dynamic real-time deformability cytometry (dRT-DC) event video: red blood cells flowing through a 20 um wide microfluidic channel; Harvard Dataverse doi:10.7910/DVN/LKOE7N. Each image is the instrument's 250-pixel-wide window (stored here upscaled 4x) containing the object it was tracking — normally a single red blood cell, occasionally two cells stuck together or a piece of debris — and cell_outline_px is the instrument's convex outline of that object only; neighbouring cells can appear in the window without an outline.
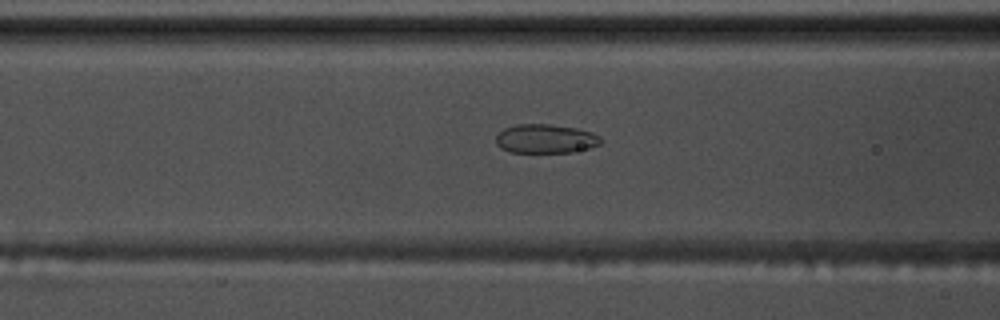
{"species": "common noctule bat (a hibernating species)", "species_latin": "Nyctalus noctula", "temperature_condition": "warm", "stored_images_in_passage": 58, "camera_frame_rate_fps": 3000, "um_per_image_px": 0.085, "animal": {"sex": "male", "body_mass_g": 17.5, "forearm_length_mm": 52.3}, "frame": {"image": 1, "passage_image": 24, "time_ms": 7.667, "image_size_px": [1000, 320], "cell_outline_px": [[604, 140], [600, 144], [588, 148], [572, 152], [508, 152], [500, 148], [496, 144], [496, 136], [504, 128], [516, 124], [548, 124], [576, 128], [592, 132], [600, 136]], "centroid_in_image_um": [46.37, 11.79], "position_along_channel_um": 120.2, "area_um2": 17.8}}
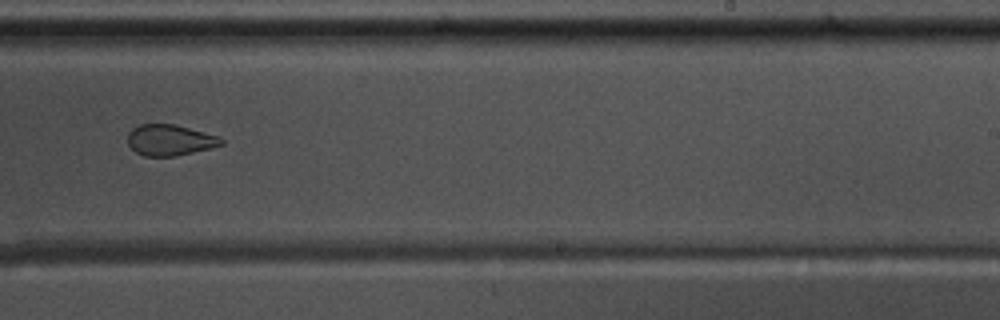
{"frame": {"image": 2, "passage_image": 37, "time_ms": 12.0, "image_size_px": [1000, 320], "cell_outline_px": [[224, 144], [176, 156], [144, 156], [136, 152], [128, 144], [128, 132], [132, 128], [140, 124], [172, 124], [220, 136], [224, 140]], "centroid_in_image_um": [14.42, 11.9], "position_along_channel_um": 274.6, "area_um2": 16.76}}
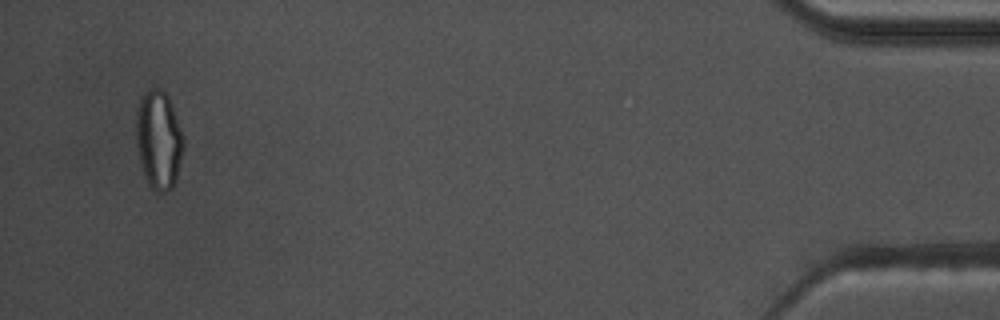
{"frame": {"image": 3, "passage_image": 56, "time_ms": 18.333, "image_size_px": [1000, 320], "cell_outline_px": [[184, 148], [176, 180], [172, 188], [164, 192], [156, 192], [148, 184], [140, 164], [136, 144], [136, 112], [140, 96], [148, 88], [160, 88], [168, 96], [184, 136]], "centroid_in_image_um": [13.48, 11.87], "position_along_channel_um": 421.7, "area_um2": 27.57}, "authors_computed_cell_mechanics": {"area_um2": 20.8369, "velocity_mm_per_s": 3.5741, "shape_relaxation_time_tau1_ms": null, "shape_relaxation_time_tau2_ms": 1.8387, "deformation_change_tau1": null, "deformation_change_tau2": 0.0786}}